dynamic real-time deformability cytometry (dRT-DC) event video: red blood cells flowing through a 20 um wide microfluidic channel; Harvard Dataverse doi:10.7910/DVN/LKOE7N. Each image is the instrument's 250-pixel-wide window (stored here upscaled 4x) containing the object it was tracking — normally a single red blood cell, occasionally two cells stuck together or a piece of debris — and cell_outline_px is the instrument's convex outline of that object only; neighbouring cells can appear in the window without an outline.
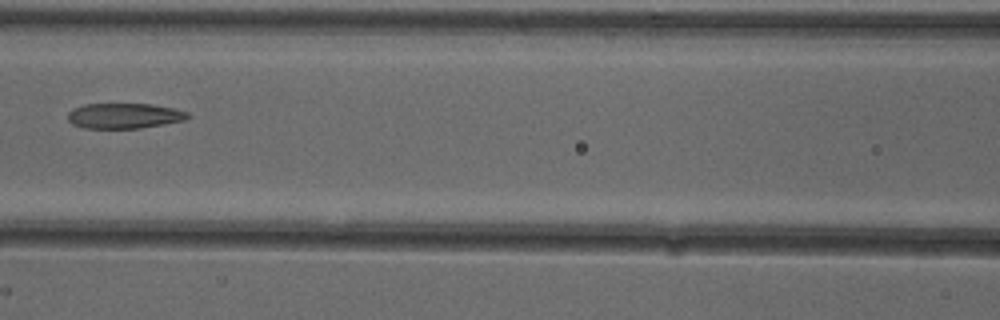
{"species": "common noctule bat (a hibernating species)", "species_latin": "Nyctalus noctula", "temperature_condition": "cold", "stored_images_in_passage": 7, "camera_frame_rate_fps": 3000, "um_per_image_px": 0.085, "animal": {"sex": "female"}, "frame": {"image": 1, "passage_image": 6, "time_ms": 1.667, "image_size_px": [1000, 320], "cell_outline_px": [[192, 116], [184, 120], [140, 128], [84, 128], [72, 124], [68, 120], [68, 112], [72, 108], [84, 104], [152, 104], [172, 108], [188, 112]], "centroid_in_image_um": [10.54, 9.84], "position_along_channel_um": 156.1, "area_um2": 17.69}}
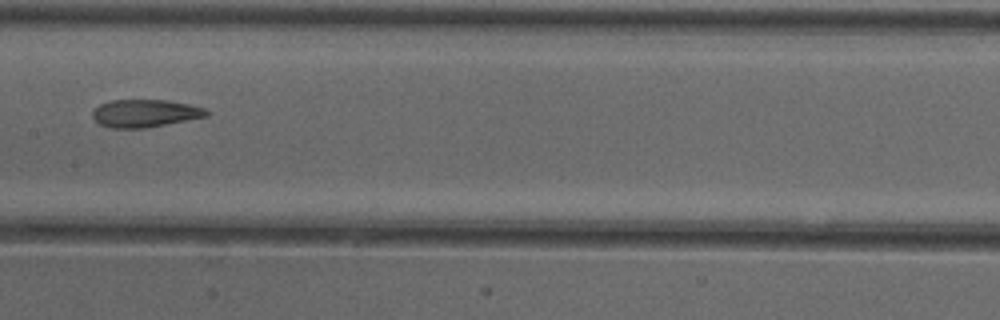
{"frame": {"image": 2, "passage_image": 7, "time_ms": 2.0, "image_size_px": [1000, 320], "cell_outline_px": [[208, 116], [144, 128], [112, 128], [100, 124], [92, 116], [92, 112], [100, 104], [112, 100], [168, 100], [188, 104], [204, 108], [208, 112]], "centroid_in_image_um": [12.31, 9.62], "position_along_channel_um": 195.1, "area_um2": 18.15}}